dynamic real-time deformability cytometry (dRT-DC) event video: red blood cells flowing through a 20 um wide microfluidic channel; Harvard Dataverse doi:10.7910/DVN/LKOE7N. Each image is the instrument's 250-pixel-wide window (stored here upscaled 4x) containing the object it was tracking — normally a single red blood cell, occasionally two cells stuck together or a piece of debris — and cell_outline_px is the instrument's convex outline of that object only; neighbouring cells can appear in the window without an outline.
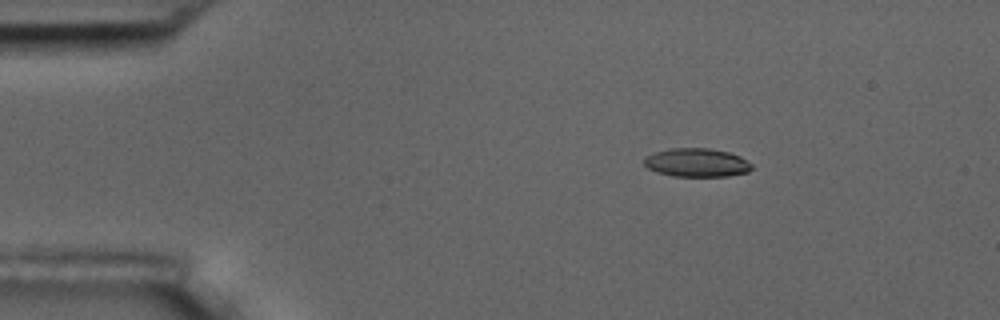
{"species": "common noctule bat (a hibernating species)", "species_latin": "Nyctalus noctula", "temperature_condition": "room temperature", "stored_images_in_passage": 5, "camera_frame_rate_fps": 3000, "um_per_image_px": 0.085, "animal": {"sex": "male", "body_mass_g": 17.5, "forearm_length_mm": 52.3}, "frame": {"image": 1, "passage_image": 3, "time_ms": 2.0, "image_size_px": [1000, 320], "cell_outline_px": [[752, 168], [748, 172], [728, 176], [672, 176], [656, 172], [648, 168], [644, 164], [644, 156], [656, 152], [672, 148], [708, 148], [728, 152], [740, 156], [752, 164]], "centroid_in_image_um": [59.21, 13.82], "position_along_channel_um": 25.8, "area_um2": 17.92}}